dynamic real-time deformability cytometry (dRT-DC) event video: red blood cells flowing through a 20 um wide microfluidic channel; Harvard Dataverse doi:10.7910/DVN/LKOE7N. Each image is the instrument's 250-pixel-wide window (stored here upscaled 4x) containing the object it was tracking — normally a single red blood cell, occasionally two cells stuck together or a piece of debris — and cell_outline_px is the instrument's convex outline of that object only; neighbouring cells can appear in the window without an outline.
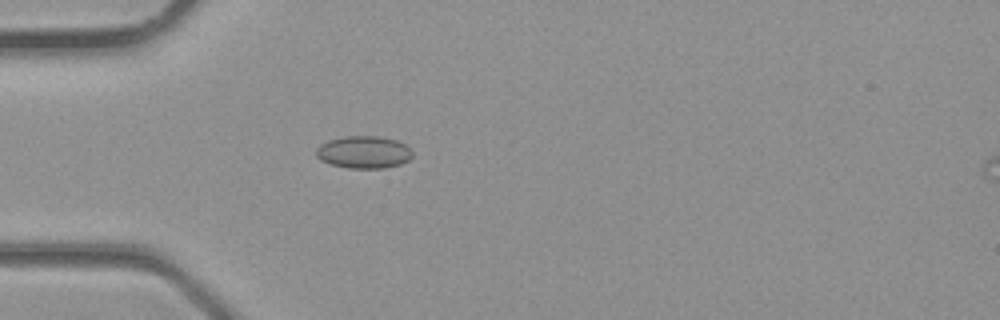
{"species": "common noctule bat (a hibernating species)", "species_latin": "Nyctalus noctula", "temperature_condition": "room temperature", "stored_images_in_passage": 2, "camera_frame_rate_fps": 3000, "um_per_image_px": 0.085, "animal": {"sex": "male", "body_mass_g": 23.1, "forearm_length_mm": 52.7}, "frame": {"image": 1, "passage_image": 2, "time_ms": 0.333, "image_size_px": [1000, 320], "cell_outline_px": [[412, 156], [408, 160], [400, 164], [384, 168], [348, 168], [332, 164], [320, 160], [316, 156], [316, 148], [320, 144], [328, 140], [344, 136], [380, 136], [396, 140], [404, 144], [412, 152]], "centroid_in_image_um": [30.89, 12.93], "position_along_channel_um": 54.1, "area_um2": 18.15}}